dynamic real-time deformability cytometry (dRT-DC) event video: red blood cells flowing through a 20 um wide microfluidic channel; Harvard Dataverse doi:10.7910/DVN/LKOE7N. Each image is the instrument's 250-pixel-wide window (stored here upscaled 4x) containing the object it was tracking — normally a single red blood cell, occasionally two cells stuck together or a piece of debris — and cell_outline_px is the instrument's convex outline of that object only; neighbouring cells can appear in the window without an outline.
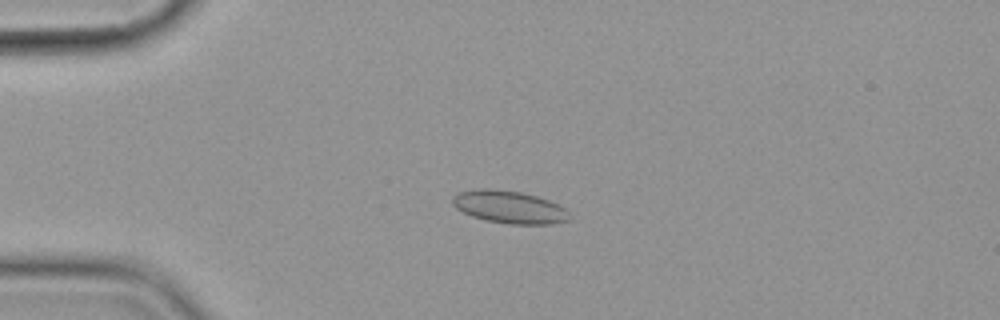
{"species": "common noctule bat (a hibernating species)", "species_latin": "Nyctalus noctula", "temperature_condition": "cold", "stored_images_in_passage": 6, "camera_frame_rate_fps": 3000, "um_per_image_px": 0.085, "animal": {"sex": "female", "body_mass_g": 19.9}, "frame": {"image": 1, "passage_image": 4, "time_ms": 3.333, "image_size_px": [1000, 320], "cell_outline_px": [[568, 220], [552, 224], [508, 224], [484, 220], [472, 216], [456, 208], [452, 204], [452, 196], [456, 192], [476, 188], [496, 188], [520, 192], [536, 196], [548, 200], [564, 208], [568, 212]], "centroid_in_image_um": [43.22, 17.58], "position_along_channel_um": 41.8, "area_um2": 22.31}}
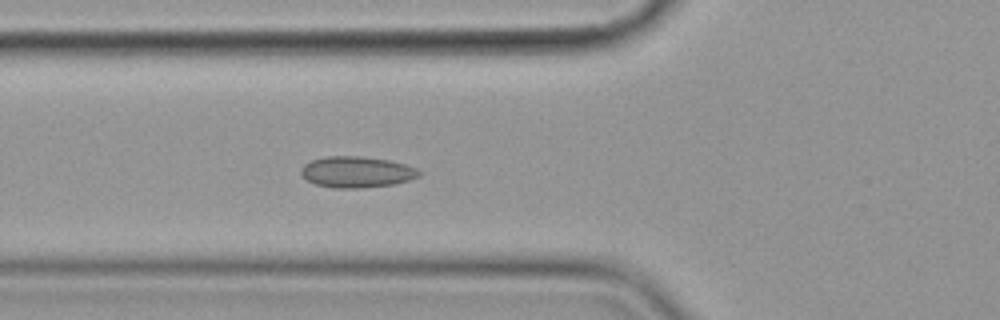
{"frame": {"image": 2, "passage_image": 6, "time_ms": 5.667, "image_size_px": [1000, 320], "cell_outline_px": [[420, 176], [408, 180], [392, 184], [356, 188], [332, 188], [316, 184], [300, 176], [300, 168], [304, 164], [312, 160], [324, 156], [360, 156], [388, 160], [404, 164], [416, 168], [420, 172]], "centroid_in_image_um": [30.26, 14.61], "position_along_channel_um": 95.5, "area_um2": 21.33}}